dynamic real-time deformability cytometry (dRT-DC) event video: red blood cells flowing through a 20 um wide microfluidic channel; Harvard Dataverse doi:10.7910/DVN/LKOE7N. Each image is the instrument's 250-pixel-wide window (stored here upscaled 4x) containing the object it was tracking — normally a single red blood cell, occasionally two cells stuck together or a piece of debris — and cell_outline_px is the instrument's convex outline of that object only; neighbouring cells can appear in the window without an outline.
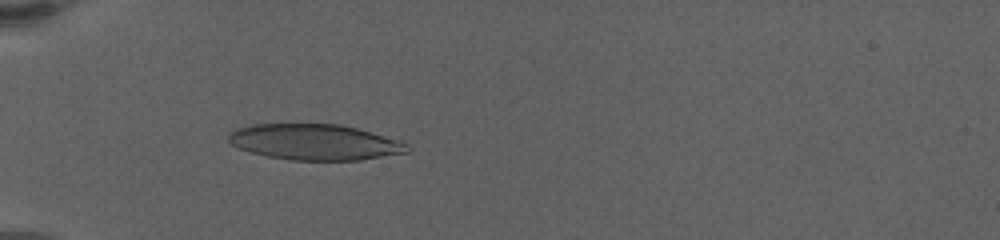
{"species": "human", "species_latin": "Homo sapiens", "temperature_condition": "warm", "stored_images_in_passage": 15, "camera_frame_rate_fps": 3000, "um_per_image_px": 0.085, "donor": {"sex": "female"}, "frame": {"image": 1, "passage_image": 4, "time_ms": 1.333, "image_size_px": [1000, 240], "cell_outline_px": [[412, 152], [360, 160], [288, 160], [268, 156], [252, 152], [240, 148], [232, 144], [228, 140], [228, 136], [236, 128], [252, 124], [340, 124], [356, 128], [396, 140], [408, 144], [412, 148]], "centroid_in_image_um": [26.78, 12.08], "position_along_channel_um": 58.2, "area_um2": 37.17}}
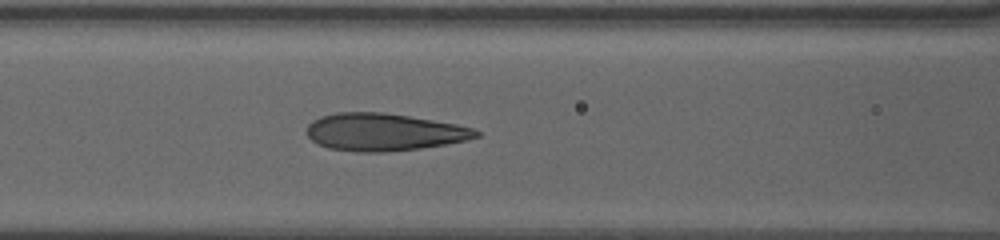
{"frame": {"image": 2, "passage_image": 9, "time_ms": 4.0, "image_size_px": [1000, 240], "cell_outline_px": [[480, 136], [468, 140], [420, 148], [384, 152], [356, 152], [328, 148], [316, 144], [308, 136], [308, 124], [312, 120], [320, 116], [336, 112], [384, 112], [456, 124], [472, 128], [480, 132]], "centroid_in_image_um": [32.6, 11.22], "position_along_channel_um": 134.0, "area_um2": 36.93}}
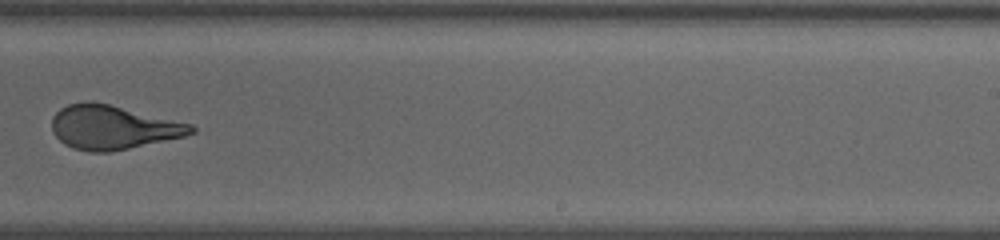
{"frame": {"image": 3, "passage_image": 14, "time_ms": 8.333, "image_size_px": [1000, 240], "cell_outline_px": [[196, 132], [184, 136], [128, 148], [108, 152], [88, 152], [72, 148], [64, 144], [52, 132], [52, 116], [60, 108], [68, 104], [92, 100], [192, 124], [196, 128]], "centroid_in_image_um": [9.56, 10.81], "position_along_channel_um": 279.4, "area_um2": 35.6}}